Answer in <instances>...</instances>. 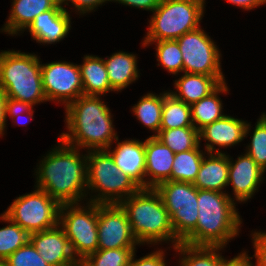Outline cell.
Returning <instances> with one entry per match:
<instances>
[{
	"instance_id": "obj_38",
	"label": "cell",
	"mask_w": 266,
	"mask_h": 266,
	"mask_svg": "<svg viewBox=\"0 0 266 266\" xmlns=\"http://www.w3.org/2000/svg\"><path fill=\"white\" fill-rule=\"evenodd\" d=\"M164 252L158 250L151 254H148L138 260H134L135 252L133 253L129 266H166L164 262Z\"/></svg>"
},
{
	"instance_id": "obj_36",
	"label": "cell",
	"mask_w": 266,
	"mask_h": 266,
	"mask_svg": "<svg viewBox=\"0 0 266 266\" xmlns=\"http://www.w3.org/2000/svg\"><path fill=\"white\" fill-rule=\"evenodd\" d=\"M2 266H50L38 254L36 248L29 241L12 253L2 264Z\"/></svg>"
},
{
	"instance_id": "obj_12",
	"label": "cell",
	"mask_w": 266,
	"mask_h": 266,
	"mask_svg": "<svg viewBox=\"0 0 266 266\" xmlns=\"http://www.w3.org/2000/svg\"><path fill=\"white\" fill-rule=\"evenodd\" d=\"M98 250L135 248L126 212L119 204H98Z\"/></svg>"
},
{
	"instance_id": "obj_27",
	"label": "cell",
	"mask_w": 266,
	"mask_h": 266,
	"mask_svg": "<svg viewBox=\"0 0 266 266\" xmlns=\"http://www.w3.org/2000/svg\"><path fill=\"white\" fill-rule=\"evenodd\" d=\"M222 248L224 247L192 246L180 242L173 249L183 256L179 261L180 266H222L223 257L218 253Z\"/></svg>"
},
{
	"instance_id": "obj_32",
	"label": "cell",
	"mask_w": 266,
	"mask_h": 266,
	"mask_svg": "<svg viewBox=\"0 0 266 266\" xmlns=\"http://www.w3.org/2000/svg\"><path fill=\"white\" fill-rule=\"evenodd\" d=\"M136 248L97 250L82 262L86 266H129Z\"/></svg>"
},
{
	"instance_id": "obj_33",
	"label": "cell",
	"mask_w": 266,
	"mask_h": 266,
	"mask_svg": "<svg viewBox=\"0 0 266 266\" xmlns=\"http://www.w3.org/2000/svg\"><path fill=\"white\" fill-rule=\"evenodd\" d=\"M156 42L157 61L174 75L183 71V58L177 40H161Z\"/></svg>"
},
{
	"instance_id": "obj_22",
	"label": "cell",
	"mask_w": 266,
	"mask_h": 266,
	"mask_svg": "<svg viewBox=\"0 0 266 266\" xmlns=\"http://www.w3.org/2000/svg\"><path fill=\"white\" fill-rule=\"evenodd\" d=\"M137 57L134 54L126 52H117L104 59L108 80L114 91H121L136 79L138 80L139 72L137 69Z\"/></svg>"
},
{
	"instance_id": "obj_30",
	"label": "cell",
	"mask_w": 266,
	"mask_h": 266,
	"mask_svg": "<svg viewBox=\"0 0 266 266\" xmlns=\"http://www.w3.org/2000/svg\"><path fill=\"white\" fill-rule=\"evenodd\" d=\"M163 107V93L155 95L148 93L133 106V113L136 118L150 130L158 134L161 126V114Z\"/></svg>"
},
{
	"instance_id": "obj_11",
	"label": "cell",
	"mask_w": 266,
	"mask_h": 266,
	"mask_svg": "<svg viewBox=\"0 0 266 266\" xmlns=\"http://www.w3.org/2000/svg\"><path fill=\"white\" fill-rule=\"evenodd\" d=\"M41 75L47 101H58L65 107L83 93L79 66L69 62L41 64Z\"/></svg>"
},
{
	"instance_id": "obj_18",
	"label": "cell",
	"mask_w": 266,
	"mask_h": 266,
	"mask_svg": "<svg viewBox=\"0 0 266 266\" xmlns=\"http://www.w3.org/2000/svg\"><path fill=\"white\" fill-rule=\"evenodd\" d=\"M116 166L129 176L140 188H146L145 180V141L124 140L117 142L116 148L111 152Z\"/></svg>"
},
{
	"instance_id": "obj_7",
	"label": "cell",
	"mask_w": 266,
	"mask_h": 266,
	"mask_svg": "<svg viewBox=\"0 0 266 266\" xmlns=\"http://www.w3.org/2000/svg\"><path fill=\"white\" fill-rule=\"evenodd\" d=\"M205 0H161L149 21L143 46L153 41L176 40L200 27Z\"/></svg>"
},
{
	"instance_id": "obj_15",
	"label": "cell",
	"mask_w": 266,
	"mask_h": 266,
	"mask_svg": "<svg viewBox=\"0 0 266 266\" xmlns=\"http://www.w3.org/2000/svg\"><path fill=\"white\" fill-rule=\"evenodd\" d=\"M229 158L228 185H232L236 201L250 199L263 180L265 171L248 154L238 156L235 162Z\"/></svg>"
},
{
	"instance_id": "obj_9",
	"label": "cell",
	"mask_w": 266,
	"mask_h": 266,
	"mask_svg": "<svg viewBox=\"0 0 266 266\" xmlns=\"http://www.w3.org/2000/svg\"><path fill=\"white\" fill-rule=\"evenodd\" d=\"M60 206L46 191L37 188L17 197L4 214L31 234L56 227Z\"/></svg>"
},
{
	"instance_id": "obj_25",
	"label": "cell",
	"mask_w": 266,
	"mask_h": 266,
	"mask_svg": "<svg viewBox=\"0 0 266 266\" xmlns=\"http://www.w3.org/2000/svg\"><path fill=\"white\" fill-rule=\"evenodd\" d=\"M228 92L227 84L222 83L207 97L190 105L193 126L199 131L205 125L211 124L225 116L222 113L223 106L219 93Z\"/></svg>"
},
{
	"instance_id": "obj_24",
	"label": "cell",
	"mask_w": 266,
	"mask_h": 266,
	"mask_svg": "<svg viewBox=\"0 0 266 266\" xmlns=\"http://www.w3.org/2000/svg\"><path fill=\"white\" fill-rule=\"evenodd\" d=\"M155 190L160 194L169 216L179 208L198 206V189L193 183L165 181L160 183Z\"/></svg>"
},
{
	"instance_id": "obj_16",
	"label": "cell",
	"mask_w": 266,
	"mask_h": 266,
	"mask_svg": "<svg viewBox=\"0 0 266 266\" xmlns=\"http://www.w3.org/2000/svg\"><path fill=\"white\" fill-rule=\"evenodd\" d=\"M174 156L175 153L155 136L145 140V177L149 178L146 188L155 189L160 183L171 181Z\"/></svg>"
},
{
	"instance_id": "obj_10",
	"label": "cell",
	"mask_w": 266,
	"mask_h": 266,
	"mask_svg": "<svg viewBox=\"0 0 266 266\" xmlns=\"http://www.w3.org/2000/svg\"><path fill=\"white\" fill-rule=\"evenodd\" d=\"M183 58V72L224 77L220 51L201 27L176 39Z\"/></svg>"
},
{
	"instance_id": "obj_43",
	"label": "cell",
	"mask_w": 266,
	"mask_h": 266,
	"mask_svg": "<svg viewBox=\"0 0 266 266\" xmlns=\"http://www.w3.org/2000/svg\"><path fill=\"white\" fill-rule=\"evenodd\" d=\"M23 112L27 113L28 118H30V117H31L30 119L33 118V112H34V110H33L32 107L16 106V105H12V104H9V106H8L7 114H9L10 115V118H12L13 120H15L14 117H16V119H17V117L19 115L23 114ZM18 123L19 124H22V125H26L28 123V121L23 122V123H22V121H20Z\"/></svg>"
},
{
	"instance_id": "obj_2",
	"label": "cell",
	"mask_w": 266,
	"mask_h": 266,
	"mask_svg": "<svg viewBox=\"0 0 266 266\" xmlns=\"http://www.w3.org/2000/svg\"><path fill=\"white\" fill-rule=\"evenodd\" d=\"M66 127L59 140L74 148L107 150L118 135L113 128L110 109L99 96L81 95L66 107Z\"/></svg>"
},
{
	"instance_id": "obj_13",
	"label": "cell",
	"mask_w": 266,
	"mask_h": 266,
	"mask_svg": "<svg viewBox=\"0 0 266 266\" xmlns=\"http://www.w3.org/2000/svg\"><path fill=\"white\" fill-rule=\"evenodd\" d=\"M30 242L50 266H76L78 263L69 240L59 225L49 230L31 233Z\"/></svg>"
},
{
	"instance_id": "obj_31",
	"label": "cell",
	"mask_w": 266,
	"mask_h": 266,
	"mask_svg": "<svg viewBox=\"0 0 266 266\" xmlns=\"http://www.w3.org/2000/svg\"><path fill=\"white\" fill-rule=\"evenodd\" d=\"M0 219L10 223L0 228V263L2 264L12 253L30 241V234L4 213L0 215Z\"/></svg>"
},
{
	"instance_id": "obj_44",
	"label": "cell",
	"mask_w": 266,
	"mask_h": 266,
	"mask_svg": "<svg viewBox=\"0 0 266 266\" xmlns=\"http://www.w3.org/2000/svg\"><path fill=\"white\" fill-rule=\"evenodd\" d=\"M238 7L243 8L244 10H251L255 7H258L262 4H266V0H226Z\"/></svg>"
},
{
	"instance_id": "obj_29",
	"label": "cell",
	"mask_w": 266,
	"mask_h": 266,
	"mask_svg": "<svg viewBox=\"0 0 266 266\" xmlns=\"http://www.w3.org/2000/svg\"><path fill=\"white\" fill-rule=\"evenodd\" d=\"M169 147L174 153L195 149L199 144V131L195 127L160 129L152 135Z\"/></svg>"
},
{
	"instance_id": "obj_34",
	"label": "cell",
	"mask_w": 266,
	"mask_h": 266,
	"mask_svg": "<svg viewBox=\"0 0 266 266\" xmlns=\"http://www.w3.org/2000/svg\"><path fill=\"white\" fill-rule=\"evenodd\" d=\"M198 220V206L182 207L170 216L175 236L182 242L195 228Z\"/></svg>"
},
{
	"instance_id": "obj_3",
	"label": "cell",
	"mask_w": 266,
	"mask_h": 266,
	"mask_svg": "<svg viewBox=\"0 0 266 266\" xmlns=\"http://www.w3.org/2000/svg\"><path fill=\"white\" fill-rule=\"evenodd\" d=\"M196 228L182 241L192 246L225 247L239 234L241 218L228 193L198 189Z\"/></svg>"
},
{
	"instance_id": "obj_14",
	"label": "cell",
	"mask_w": 266,
	"mask_h": 266,
	"mask_svg": "<svg viewBox=\"0 0 266 266\" xmlns=\"http://www.w3.org/2000/svg\"><path fill=\"white\" fill-rule=\"evenodd\" d=\"M250 126L249 123L243 120L225 115L223 118L201 128L199 130V141L203 138L210 142L205 145L207 154L222 153L219 148L216 149L214 146L231 147L240 143L249 133Z\"/></svg>"
},
{
	"instance_id": "obj_45",
	"label": "cell",
	"mask_w": 266,
	"mask_h": 266,
	"mask_svg": "<svg viewBox=\"0 0 266 266\" xmlns=\"http://www.w3.org/2000/svg\"><path fill=\"white\" fill-rule=\"evenodd\" d=\"M76 266H86L82 261H79Z\"/></svg>"
},
{
	"instance_id": "obj_26",
	"label": "cell",
	"mask_w": 266,
	"mask_h": 266,
	"mask_svg": "<svg viewBox=\"0 0 266 266\" xmlns=\"http://www.w3.org/2000/svg\"><path fill=\"white\" fill-rule=\"evenodd\" d=\"M194 127L191 119V107L173 97L169 92L163 93V107L160 129Z\"/></svg>"
},
{
	"instance_id": "obj_39",
	"label": "cell",
	"mask_w": 266,
	"mask_h": 266,
	"mask_svg": "<svg viewBox=\"0 0 266 266\" xmlns=\"http://www.w3.org/2000/svg\"><path fill=\"white\" fill-rule=\"evenodd\" d=\"M68 1L71 2L72 5L74 4V7L78 12L80 11V14H85L93 11L99 5H102L103 3L110 0H59V3L61 4V6L63 5V3L68 5Z\"/></svg>"
},
{
	"instance_id": "obj_37",
	"label": "cell",
	"mask_w": 266,
	"mask_h": 266,
	"mask_svg": "<svg viewBox=\"0 0 266 266\" xmlns=\"http://www.w3.org/2000/svg\"><path fill=\"white\" fill-rule=\"evenodd\" d=\"M255 249L254 257L256 258L255 266H266V233L254 232L252 235Z\"/></svg>"
},
{
	"instance_id": "obj_8",
	"label": "cell",
	"mask_w": 266,
	"mask_h": 266,
	"mask_svg": "<svg viewBox=\"0 0 266 266\" xmlns=\"http://www.w3.org/2000/svg\"><path fill=\"white\" fill-rule=\"evenodd\" d=\"M98 204L88 202L84 208L79 203L62 204L58 225L62 226L70 248L77 260L83 261L98 250Z\"/></svg>"
},
{
	"instance_id": "obj_6",
	"label": "cell",
	"mask_w": 266,
	"mask_h": 266,
	"mask_svg": "<svg viewBox=\"0 0 266 266\" xmlns=\"http://www.w3.org/2000/svg\"><path fill=\"white\" fill-rule=\"evenodd\" d=\"M87 152V191L99 192L97 196L90 198L89 202L119 204L140 189L116 166L108 150Z\"/></svg>"
},
{
	"instance_id": "obj_17",
	"label": "cell",
	"mask_w": 266,
	"mask_h": 266,
	"mask_svg": "<svg viewBox=\"0 0 266 266\" xmlns=\"http://www.w3.org/2000/svg\"><path fill=\"white\" fill-rule=\"evenodd\" d=\"M71 27L70 14L66 8H52L39 14L28 30L38 43H57L64 39Z\"/></svg>"
},
{
	"instance_id": "obj_35",
	"label": "cell",
	"mask_w": 266,
	"mask_h": 266,
	"mask_svg": "<svg viewBox=\"0 0 266 266\" xmlns=\"http://www.w3.org/2000/svg\"><path fill=\"white\" fill-rule=\"evenodd\" d=\"M256 123L246 154L253 158L266 171V120L260 116Z\"/></svg>"
},
{
	"instance_id": "obj_21",
	"label": "cell",
	"mask_w": 266,
	"mask_h": 266,
	"mask_svg": "<svg viewBox=\"0 0 266 266\" xmlns=\"http://www.w3.org/2000/svg\"><path fill=\"white\" fill-rule=\"evenodd\" d=\"M203 157L202 164L193 185L197 189L224 192L228 186L229 155L225 153H209Z\"/></svg>"
},
{
	"instance_id": "obj_4",
	"label": "cell",
	"mask_w": 266,
	"mask_h": 266,
	"mask_svg": "<svg viewBox=\"0 0 266 266\" xmlns=\"http://www.w3.org/2000/svg\"><path fill=\"white\" fill-rule=\"evenodd\" d=\"M119 205L126 212L131 232L139 244L172 240L175 248L181 242L175 236L168 211L154 188H140Z\"/></svg>"
},
{
	"instance_id": "obj_5",
	"label": "cell",
	"mask_w": 266,
	"mask_h": 266,
	"mask_svg": "<svg viewBox=\"0 0 266 266\" xmlns=\"http://www.w3.org/2000/svg\"><path fill=\"white\" fill-rule=\"evenodd\" d=\"M0 87L12 105L32 107L47 101L42 83L41 64L36 54L2 51Z\"/></svg>"
},
{
	"instance_id": "obj_19",
	"label": "cell",
	"mask_w": 266,
	"mask_h": 266,
	"mask_svg": "<svg viewBox=\"0 0 266 266\" xmlns=\"http://www.w3.org/2000/svg\"><path fill=\"white\" fill-rule=\"evenodd\" d=\"M178 80H175V88L177 91L169 92L176 99L193 104L204 97L210 95L222 83L225 82V77H213L204 74L186 73Z\"/></svg>"
},
{
	"instance_id": "obj_41",
	"label": "cell",
	"mask_w": 266,
	"mask_h": 266,
	"mask_svg": "<svg viewBox=\"0 0 266 266\" xmlns=\"http://www.w3.org/2000/svg\"><path fill=\"white\" fill-rule=\"evenodd\" d=\"M9 101L3 89L0 87V135H3V132L6 127V118L8 111Z\"/></svg>"
},
{
	"instance_id": "obj_28",
	"label": "cell",
	"mask_w": 266,
	"mask_h": 266,
	"mask_svg": "<svg viewBox=\"0 0 266 266\" xmlns=\"http://www.w3.org/2000/svg\"><path fill=\"white\" fill-rule=\"evenodd\" d=\"M204 156L200 144L195 149L175 153L171 181L194 183Z\"/></svg>"
},
{
	"instance_id": "obj_20",
	"label": "cell",
	"mask_w": 266,
	"mask_h": 266,
	"mask_svg": "<svg viewBox=\"0 0 266 266\" xmlns=\"http://www.w3.org/2000/svg\"><path fill=\"white\" fill-rule=\"evenodd\" d=\"M11 14L4 25V32L14 35L28 28L41 13L52 8H65L59 0H13Z\"/></svg>"
},
{
	"instance_id": "obj_23",
	"label": "cell",
	"mask_w": 266,
	"mask_h": 266,
	"mask_svg": "<svg viewBox=\"0 0 266 266\" xmlns=\"http://www.w3.org/2000/svg\"><path fill=\"white\" fill-rule=\"evenodd\" d=\"M78 66L84 95L102 96L110 90L114 91L108 80L104 59L93 55H86L82 65Z\"/></svg>"
},
{
	"instance_id": "obj_42",
	"label": "cell",
	"mask_w": 266,
	"mask_h": 266,
	"mask_svg": "<svg viewBox=\"0 0 266 266\" xmlns=\"http://www.w3.org/2000/svg\"><path fill=\"white\" fill-rule=\"evenodd\" d=\"M251 259L252 258L244 251L230 260L224 259L223 257L222 266H254L253 263H251Z\"/></svg>"
},
{
	"instance_id": "obj_40",
	"label": "cell",
	"mask_w": 266,
	"mask_h": 266,
	"mask_svg": "<svg viewBox=\"0 0 266 266\" xmlns=\"http://www.w3.org/2000/svg\"><path fill=\"white\" fill-rule=\"evenodd\" d=\"M121 3L123 5H128L140 9H145L147 11H154L160 4L161 0H110Z\"/></svg>"
},
{
	"instance_id": "obj_1",
	"label": "cell",
	"mask_w": 266,
	"mask_h": 266,
	"mask_svg": "<svg viewBox=\"0 0 266 266\" xmlns=\"http://www.w3.org/2000/svg\"><path fill=\"white\" fill-rule=\"evenodd\" d=\"M59 142L39 163L36 187L60 205L78 203L87 195V154L81 156L80 148Z\"/></svg>"
},
{
	"instance_id": "obj_46",
	"label": "cell",
	"mask_w": 266,
	"mask_h": 266,
	"mask_svg": "<svg viewBox=\"0 0 266 266\" xmlns=\"http://www.w3.org/2000/svg\"><path fill=\"white\" fill-rule=\"evenodd\" d=\"M262 117L266 120V114L265 113L262 114Z\"/></svg>"
}]
</instances>
